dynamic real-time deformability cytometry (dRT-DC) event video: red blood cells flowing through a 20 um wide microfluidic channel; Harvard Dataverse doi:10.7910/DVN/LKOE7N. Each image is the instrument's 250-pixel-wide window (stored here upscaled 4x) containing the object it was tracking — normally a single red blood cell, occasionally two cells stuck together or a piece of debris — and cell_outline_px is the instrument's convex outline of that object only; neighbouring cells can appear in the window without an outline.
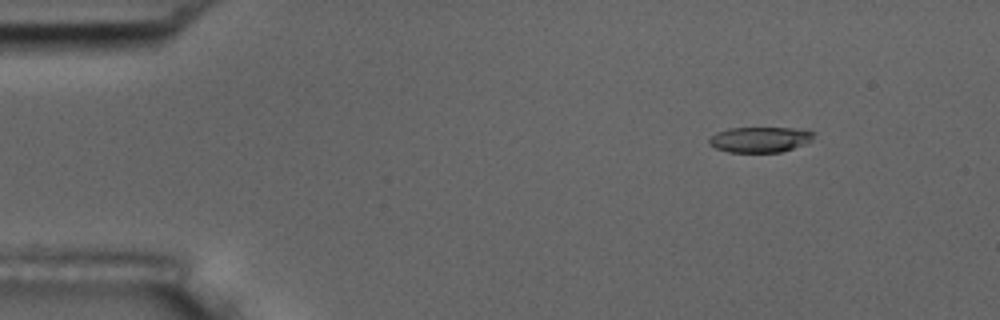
{"species": "common noctule bat (a hibernating species)", "species_latin": "Nyctalus noctula", "temperature_condition": "room temperature", "stored_images_in_passage": 5, "camera_frame_rate_fps": 3000, "um_per_image_px": 0.085, "animal": {"sex": "male", "body_mass_g": 17.5, "forearm_length_mm": 52.3}, "frame": {"image": 1, "passage_image": 2, "time_ms": 1.0, "image_size_px": [1000, 320], "cell_outline_px": [[816, 132], [808, 140], [792, 148], [780, 152], [728, 152], [716, 148], [708, 144], [708, 140], [716, 132], [728, 128], [792, 128]], "centroid_in_image_um": [64.5, 11.85], "position_along_channel_um": 20.5, "area_um2": 15.2}}
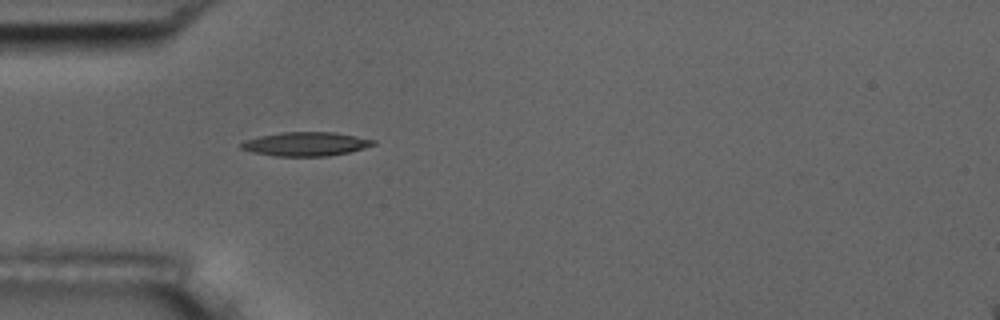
{"frame": {"image": 2, "passage_image": 5, "time_ms": 4.333, "image_size_px": [1000, 320], "cell_outline_px": [[376, 144], [364, 148], [348, 152], [328, 156], [276, 156], [252, 152], [240, 148], [240, 144], [244, 140], [260, 136], [284, 132], [336, 132], [376, 140]], "centroid_in_image_um": [26.0, 12.24], "position_along_channel_um": 59.0, "area_um2": 18.38}}